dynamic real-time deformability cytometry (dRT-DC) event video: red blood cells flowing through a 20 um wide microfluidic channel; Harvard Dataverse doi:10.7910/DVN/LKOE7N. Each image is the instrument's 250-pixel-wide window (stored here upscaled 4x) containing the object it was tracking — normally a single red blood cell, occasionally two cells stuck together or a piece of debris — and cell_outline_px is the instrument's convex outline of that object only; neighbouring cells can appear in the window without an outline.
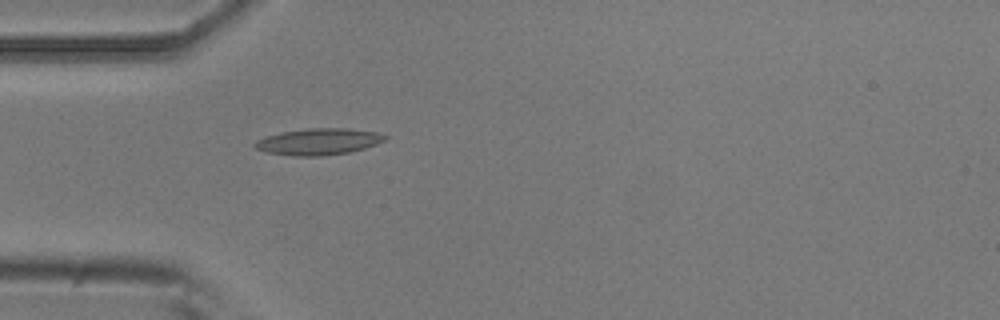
{"species": "common noctule bat (a hibernating species)", "species_latin": "Nyctalus noctula", "temperature_condition": "room temperature", "stored_images_in_passage": 5, "camera_frame_rate_fps": 3000, "um_per_image_px": 0.085, "animal": {"sex": "male", "body_mass_g": 20.5, "forearm_length_mm": 52.5}, "frame": {"image": 1, "passage_image": 5, "time_ms": 4.667, "image_size_px": [1000, 320], "cell_outline_px": [[388, 136], [384, 140], [376, 144], [364, 148], [348, 152], [324, 156], [292, 156], [264, 152], [256, 148], [252, 144], [256, 140], [264, 136], [280, 132], [308, 128], [348, 128], [376, 132]], "centroid_in_image_um": [27.02, 12.04], "position_along_channel_um": 58.0, "area_um2": 20.23}}